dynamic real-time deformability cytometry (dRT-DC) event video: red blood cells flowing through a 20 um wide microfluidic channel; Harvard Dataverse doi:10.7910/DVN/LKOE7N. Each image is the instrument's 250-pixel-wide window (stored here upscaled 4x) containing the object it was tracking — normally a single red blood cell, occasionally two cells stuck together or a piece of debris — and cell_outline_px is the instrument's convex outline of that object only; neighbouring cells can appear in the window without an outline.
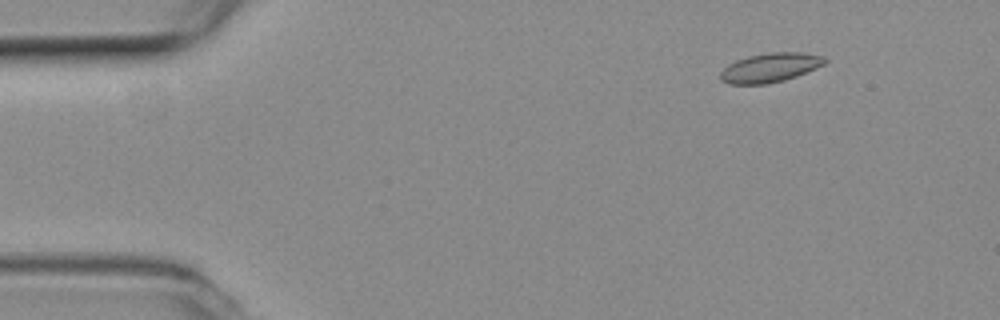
{"species": "common noctule bat (a hibernating species)", "species_latin": "Nyctalus noctula", "temperature_condition": "room temperature", "stored_images_in_passage": 54, "camera_frame_rate_fps": 3000, "um_per_image_px": 0.085, "animal": {"sex": "female", "body_mass_g": 19.3, "forearm_length_mm": 54.1}, "frame": {"image": 1, "passage_image": 7, "time_ms": 2.0, "image_size_px": [1000, 320], "cell_outline_px": [[828, 60], [824, 64], [816, 68], [796, 76], [784, 80], [768, 84], [728, 84], [720, 80], [720, 72], [728, 64], [736, 60], [748, 56], [768, 52], [800, 52], [824, 56]], "centroid_in_image_um": [65.45, 5.75], "position_along_channel_um": 19.6, "area_um2": 17.86}}
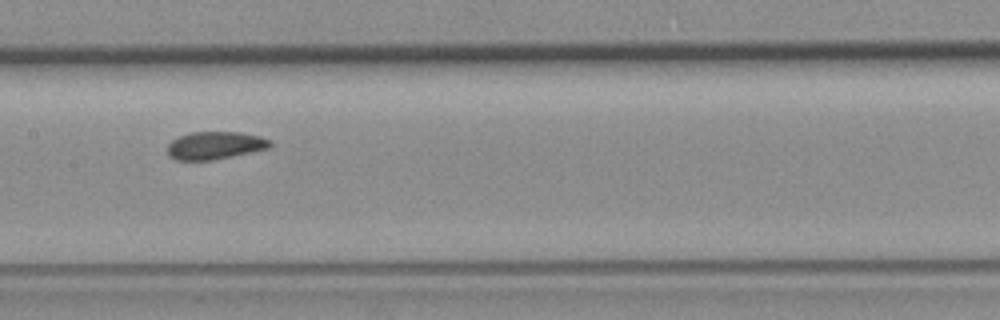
{"frame": {"image": 2, "passage_image": 27, "time_ms": 8.667, "image_size_px": [1000, 320], "cell_outline_px": [[272, 144], [268, 148], [212, 160], [176, 160], [168, 156], [168, 144], [172, 140], [180, 136], [192, 132], [240, 132], [260, 136], [272, 140]], "centroid_in_image_um": [18.27, 12.35], "position_along_channel_um": 189.1, "area_um2": 16.47}}
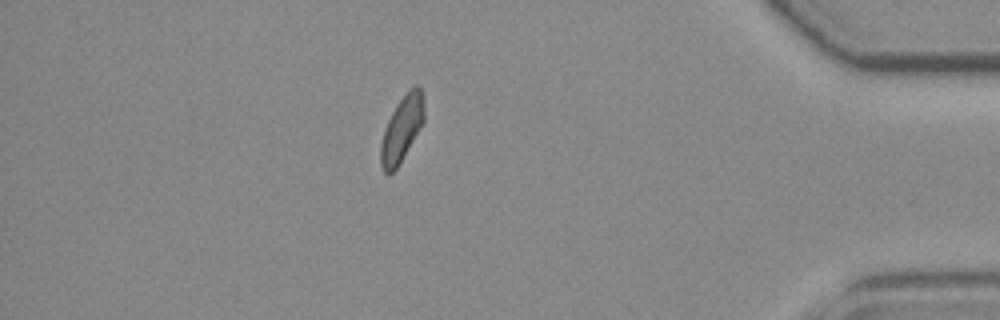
{"frame": {"image": 3, "passage_image": 47, "time_ms": 15.333, "image_size_px": [1000, 320], "cell_outline_px": [[424, 120], [396, 168], [388, 176], [384, 172], [380, 164], [380, 144], [384, 128], [396, 104], [408, 88], [416, 84], [420, 88], [424, 96]], "centroid_in_image_um": [34.14, 10.91], "position_along_channel_um": 401.1, "area_um2": 16.53}, "authors_computed_cell_mechanics": {"area_um2": 17.0799, "velocity_mm_per_s": 3.864, "shape_relaxation_time_tau1_ms": 9.4108, "shape_relaxation_time_tau2_ms": 2.8574, "deformation_change_tau1": 0.1509, "deformation_change_tau2": 0.0753}}